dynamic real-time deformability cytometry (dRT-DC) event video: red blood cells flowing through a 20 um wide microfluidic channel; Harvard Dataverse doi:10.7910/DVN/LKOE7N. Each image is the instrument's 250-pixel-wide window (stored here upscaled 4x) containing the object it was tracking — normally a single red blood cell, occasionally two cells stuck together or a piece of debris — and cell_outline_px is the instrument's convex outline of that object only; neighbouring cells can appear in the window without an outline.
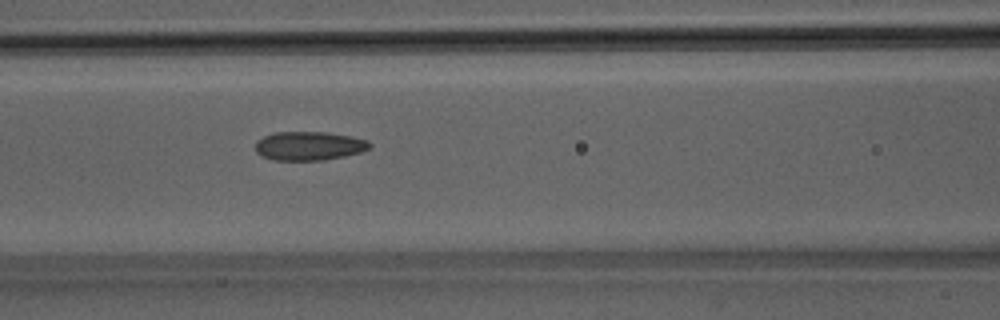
{"species": "Egyptian fruit bat (a non-hibernating species)", "species_latin": "Rousettus aegyptiacus", "temperature_condition": "room temperature", "stored_images_in_passage": 36, "camera_frame_rate_fps": 3000, "um_per_image_px": 0.085, "animal": {"sex": "male"}, "frame": {"image": 1, "passage_image": 8, "time_ms": 2.333, "image_size_px": [1000, 320], "cell_outline_px": [[372, 144], [368, 148], [360, 152], [344, 156], [324, 160], [276, 160], [260, 156], [256, 152], [256, 140], [264, 136], [276, 132], [328, 132], [368, 140]], "centroid_in_image_um": [26.24, 12.4], "position_along_channel_um": 140.4, "area_um2": 19.13}}
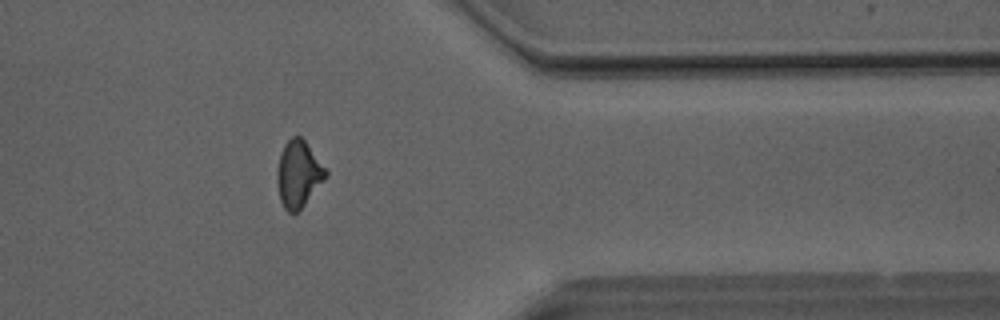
{"frame": {"image": 2, "passage_image": 27, "time_ms": 8.667, "image_size_px": [1000, 320], "cell_outline_px": [[328, 176], [304, 204], [296, 212], [288, 212], [284, 208], [280, 200], [276, 180], [276, 168], [284, 144], [292, 136], [300, 136], [304, 140], [328, 168]], "centroid_in_image_um": [25.38, 14.76], "position_along_channel_um": 386.0, "area_um2": 19.02}}
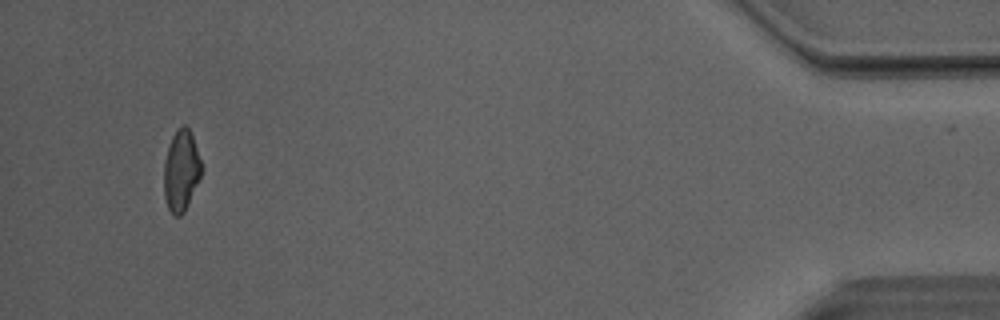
{"frame": {"image": 3, "passage_image": 34, "time_ms": 11.0, "image_size_px": [1000, 320], "cell_outline_px": [[200, 176], [188, 204], [184, 212], [180, 216], [172, 216], [168, 208], [164, 196], [164, 160], [168, 144], [176, 128], [180, 124], [184, 124], [188, 128], [192, 136], [200, 160]], "centroid_in_image_um": [15.35, 14.49], "position_along_channel_um": 419.8, "area_um2": 17.63}, "authors_computed_cell_mechanics": {"area_um2": 18.5538, "velocity_mm_per_s": 4.1033, "shape_relaxation_time_tau1_ms": null, "shape_relaxation_time_tau2_ms": 3.3235, "deformation_change_tau1": null, "deformation_change_tau2": 0.0977}}